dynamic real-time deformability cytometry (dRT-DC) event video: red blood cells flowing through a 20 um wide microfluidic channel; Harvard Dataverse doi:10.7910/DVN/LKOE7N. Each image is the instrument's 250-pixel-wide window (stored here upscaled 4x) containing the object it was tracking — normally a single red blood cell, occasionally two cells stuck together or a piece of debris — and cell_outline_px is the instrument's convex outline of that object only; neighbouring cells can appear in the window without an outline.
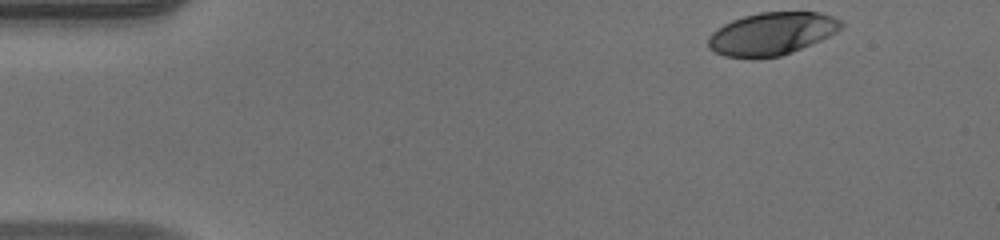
{"species": "human", "species_latin": "Homo sapiens", "temperature_condition": "warm", "stored_images_in_passage": 39, "camera_frame_rate_fps": 3000, "um_per_image_px": 0.085, "donor": {"sex": "male"}, "frame": {"image": 1, "passage_image": 1, "time_ms": 0.0, "image_size_px": [1000, 240], "cell_outline_px": [[844, 24], [836, 32], [820, 40], [792, 52], [780, 56], [752, 60], [724, 56], [708, 48], [708, 36], [712, 32], [724, 24], [732, 20], [744, 16], [760, 12], [820, 12], [832, 16], [840, 20]], "centroid_in_image_um": [65.56, 2.89], "position_along_channel_um": 19.4, "area_um2": 33.29}}
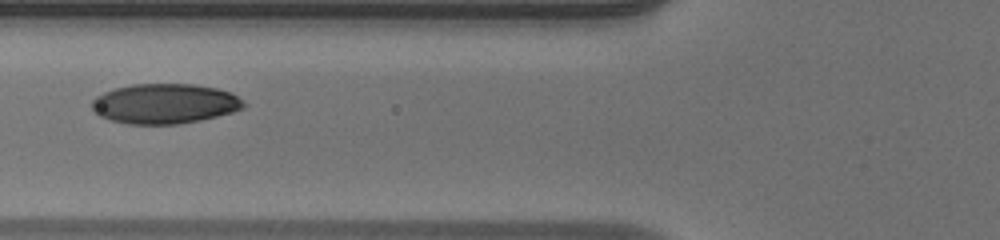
{"frame": {"image": 2, "passage_image": 15, "time_ms": 4.667, "image_size_px": [1000, 240], "cell_outline_px": [[248, 104], [244, 108], [232, 112], [200, 120], [180, 124], [128, 124], [108, 120], [92, 112], [92, 100], [96, 96], [104, 92], [116, 88], [132, 84], [192, 84], [216, 88], [232, 92]], "centroid_in_image_um": [14.0, 8.82], "position_along_channel_um": 111.8, "area_um2": 35.6}}
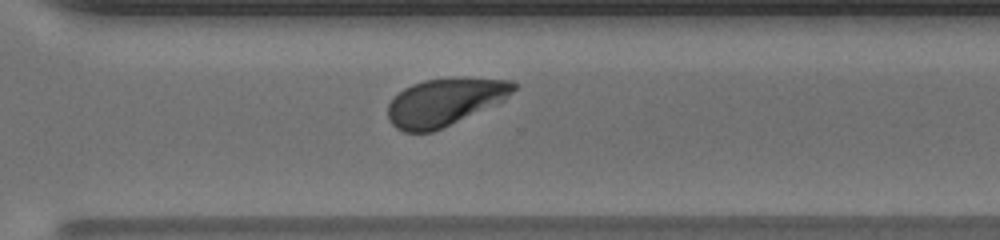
{"frame": {"image": 3, "passage_image": 31, "time_ms": 10.0, "image_size_px": [1000, 240], "cell_outline_px": [[516, 88], [504, 100], [432, 132], [404, 132], [396, 128], [388, 120], [388, 104], [404, 88], [412, 84], [424, 80], [452, 76], [460, 76], [512, 80], [516, 84]], "centroid_in_image_um": [37.81, 8.63], "position_along_channel_um": 332.8, "area_um2": 34.85}, "authors_computed_cell_mechanics": {"area_um2": 35.4314, "velocity_mm_per_s": 4.1419, "shape_relaxation_time_tau1_ms": 2.8122, "shape_relaxation_time_tau2_ms": null, "deformation_change_tau1": 0.1534, "deformation_change_tau2": null}}